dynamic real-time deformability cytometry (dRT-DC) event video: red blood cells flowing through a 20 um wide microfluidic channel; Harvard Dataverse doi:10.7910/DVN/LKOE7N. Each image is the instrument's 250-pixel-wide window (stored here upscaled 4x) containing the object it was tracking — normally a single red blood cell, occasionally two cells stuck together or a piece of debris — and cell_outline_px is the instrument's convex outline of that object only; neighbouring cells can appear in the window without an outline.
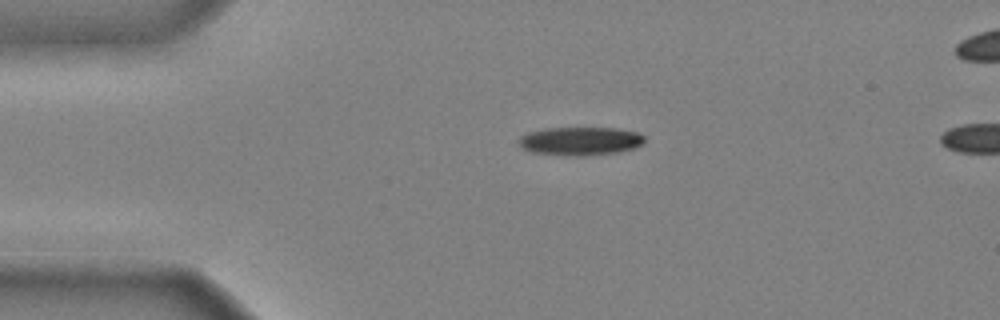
{"species": "common noctule bat (a hibernating species)", "species_latin": "Nyctalus noctula", "temperature_condition": "cold", "stored_images_in_passage": 36, "camera_frame_rate_fps": 3000, "um_per_image_px": 0.085, "animal": {"sex": "male", "body_mass_g": 20.4}, "frame": {"image": 1, "passage_image": 1, "time_ms": 0.0, "image_size_px": [1000, 320], "cell_outline_px": [[644, 144], [636, 148], [620, 152], [584, 156], [568, 156], [532, 152], [524, 148], [520, 144], [520, 136], [528, 132], [544, 128], [616, 128], [640, 132], [644, 136]], "centroid_in_image_um": [49.39, 11.99], "position_along_channel_um": 35.6, "area_um2": 21.04}}
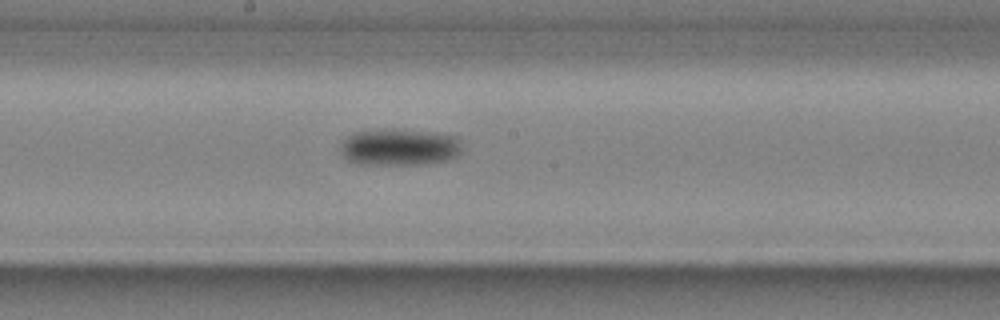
{"frame": {"image": 2, "passage_image": 17, "time_ms": 5.333, "image_size_px": [1000, 320], "cell_outline_px": [[460, 152], [456, 156], [448, 160], [424, 164], [356, 164], [348, 160], [340, 152], [340, 140], [352, 132], [384, 128], [396, 128], [436, 132], [456, 136], [460, 144]], "centroid_in_image_um": [33.89, 12.48], "position_along_channel_um": 214.3, "area_um2": 26.7}}
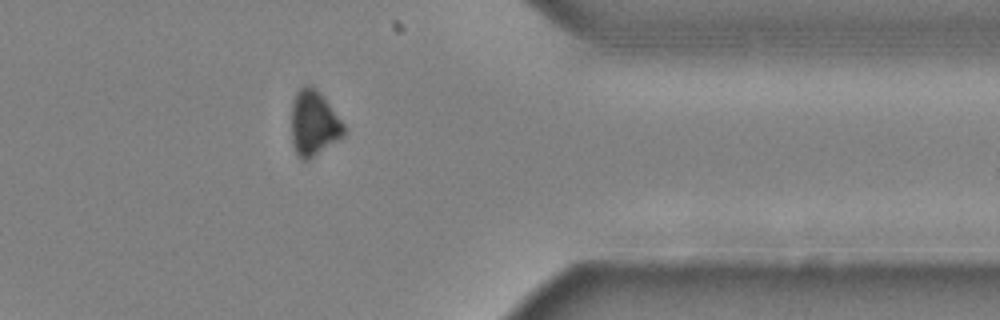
{"frame": {"image": 3, "passage_image": 31, "time_ms": 10.0, "image_size_px": [1000, 320], "cell_outline_px": [[348, 128], [344, 136], [308, 160], [300, 160], [296, 152], [292, 140], [292, 100], [296, 92], [304, 84], [312, 84], [324, 96]], "centroid_in_image_um": [26.7, 10.44], "position_along_channel_um": 384.7, "area_um2": 20.35}, "authors_computed_cell_mechanics": {"area_um2": 24.0448, "velocity_mm_per_s": 3.9651, "shape_relaxation_time_tau1_ms": 2.3328, "shape_relaxation_time_tau2_ms": null, "deformation_change_tau1": 0.1104, "deformation_change_tau2": null}}